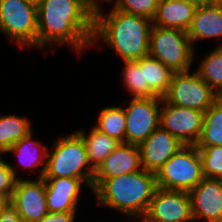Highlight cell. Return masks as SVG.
Returning a JSON list of instances; mask_svg holds the SVG:
<instances>
[{
	"mask_svg": "<svg viewBox=\"0 0 222 222\" xmlns=\"http://www.w3.org/2000/svg\"><path fill=\"white\" fill-rule=\"evenodd\" d=\"M37 15V47L65 43L80 53L92 47L94 8L87 0H40Z\"/></svg>",
	"mask_w": 222,
	"mask_h": 222,
	"instance_id": "obj_1",
	"label": "cell"
},
{
	"mask_svg": "<svg viewBox=\"0 0 222 222\" xmlns=\"http://www.w3.org/2000/svg\"><path fill=\"white\" fill-rule=\"evenodd\" d=\"M100 7L94 9V36L103 39L123 61H136L149 54L150 34L153 26L148 18L124 13L112 8L102 14Z\"/></svg>",
	"mask_w": 222,
	"mask_h": 222,
	"instance_id": "obj_2",
	"label": "cell"
},
{
	"mask_svg": "<svg viewBox=\"0 0 222 222\" xmlns=\"http://www.w3.org/2000/svg\"><path fill=\"white\" fill-rule=\"evenodd\" d=\"M156 189L155 173L145 169L110 179L92 180V191L98 203L131 218L145 216Z\"/></svg>",
	"mask_w": 222,
	"mask_h": 222,
	"instance_id": "obj_3",
	"label": "cell"
},
{
	"mask_svg": "<svg viewBox=\"0 0 222 222\" xmlns=\"http://www.w3.org/2000/svg\"><path fill=\"white\" fill-rule=\"evenodd\" d=\"M43 178H77L92 190L95 170L91 167L81 136L75 131L55 141L53 152L47 151Z\"/></svg>",
	"mask_w": 222,
	"mask_h": 222,
	"instance_id": "obj_4",
	"label": "cell"
},
{
	"mask_svg": "<svg viewBox=\"0 0 222 222\" xmlns=\"http://www.w3.org/2000/svg\"><path fill=\"white\" fill-rule=\"evenodd\" d=\"M193 48L187 31L152 26L148 55L158 59L173 73L191 70Z\"/></svg>",
	"mask_w": 222,
	"mask_h": 222,
	"instance_id": "obj_5",
	"label": "cell"
},
{
	"mask_svg": "<svg viewBox=\"0 0 222 222\" xmlns=\"http://www.w3.org/2000/svg\"><path fill=\"white\" fill-rule=\"evenodd\" d=\"M157 187L190 191L203 179L202 161L195 145H185L155 174Z\"/></svg>",
	"mask_w": 222,
	"mask_h": 222,
	"instance_id": "obj_6",
	"label": "cell"
},
{
	"mask_svg": "<svg viewBox=\"0 0 222 222\" xmlns=\"http://www.w3.org/2000/svg\"><path fill=\"white\" fill-rule=\"evenodd\" d=\"M0 31L19 47H37V4L29 0H0Z\"/></svg>",
	"mask_w": 222,
	"mask_h": 222,
	"instance_id": "obj_7",
	"label": "cell"
},
{
	"mask_svg": "<svg viewBox=\"0 0 222 222\" xmlns=\"http://www.w3.org/2000/svg\"><path fill=\"white\" fill-rule=\"evenodd\" d=\"M220 98L195 71L173 73L168 92L163 99L175 106L206 112Z\"/></svg>",
	"mask_w": 222,
	"mask_h": 222,
	"instance_id": "obj_8",
	"label": "cell"
},
{
	"mask_svg": "<svg viewBox=\"0 0 222 222\" xmlns=\"http://www.w3.org/2000/svg\"><path fill=\"white\" fill-rule=\"evenodd\" d=\"M160 97L132 98L124 109L126 143L139 145L160 126Z\"/></svg>",
	"mask_w": 222,
	"mask_h": 222,
	"instance_id": "obj_9",
	"label": "cell"
},
{
	"mask_svg": "<svg viewBox=\"0 0 222 222\" xmlns=\"http://www.w3.org/2000/svg\"><path fill=\"white\" fill-rule=\"evenodd\" d=\"M194 221L188 191L167 190L157 187L149 208L141 222Z\"/></svg>",
	"mask_w": 222,
	"mask_h": 222,
	"instance_id": "obj_10",
	"label": "cell"
},
{
	"mask_svg": "<svg viewBox=\"0 0 222 222\" xmlns=\"http://www.w3.org/2000/svg\"><path fill=\"white\" fill-rule=\"evenodd\" d=\"M160 127L184 145H195L202 133L204 112L168 104L162 98Z\"/></svg>",
	"mask_w": 222,
	"mask_h": 222,
	"instance_id": "obj_11",
	"label": "cell"
},
{
	"mask_svg": "<svg viewBox=\"0 0 222 222\" xmlns=\"http://www.w3.org/2000/svg\"><path fill=\"white\" fill-rule=\"evenodd\" d=\"M9 202L23 222L40 221L48 213L44 178L34 181L18 178Z\"/></svg>",
	"mask_w": 222,
	"mask_h": 222,
	"instance_id": "obj_12",
	"label": "cell"
},
{
	"mask_svg": "<svg viewBox=\"0 0 222 222\" xmlns=\"http://www.w3.org/2000/svg\"><path fill=\"white\" fill-rule=\"evenodd\" d=\"M194 221L218 222L222 220V181L203 177L201 182L189 191Z\"/></svg>",
	"mask_w": 222,
	"mask_h": 222,
	"instance_id": "obj_13",
	"label": "cell"
},
{
	"mask_svg": "<svg viewBox=\"0 0 222 222\" xmlns=\"http://www.w3.org/2000/svg\"><path fill=\"white\" fill-rule=\"evenodd\" d=\"M138 146L142 168L156 174L158 170L185 145L159 126Z\"/></svg>",
	"mask_w": 222,
	"mask_h": 222,
	"instance_id": "obj_14",
	"label": "cell"
},
{
	"mask_svg": "<svg viewBox=\"0 0 222 222\" xmlns=\"http://www.w3.org/2000/svg\"><path fill=\"white\" fill-rule=\"evenodd\" d=\"M142 169L139 146L120 143L95 170L93 179H110Z\"/></svg>",
	"mask_w": 222,
	"mask_h": 222,
	"instance_id": "obj_15",
	"label": "cell"
},
{
	"mask_svg": "<svg viewBox=\"0 0 222 222\" xmlns=\"http://www.w3.org/2000/svg\"><path fill=\"white\" fill-rule=\"evenodd\" d=\"M47 209L50 212H77L81 184L77 178H44Z\"/></svg>",
	"mask_w": 222,
	"mask_h": 222,
	"instance_id": "obj_16",
	"label": "cell"
},
{
	"mask_svg": "<svg viewBox=\"0 0 222 222\" xmlns=\"http://www.w3.org/2000/svg\"><path fill=\"white\" fill-rule=\"evenodd\" d=\"M190 42L207 38H222V4L197 6L191 26L187 30Z\"/></svg>",
	"mask_w": 222,
	"mask_h": 222,
	"instance_id": "obj_17",
	"label": "cell"
},
{
	"mask_svg": "<svg viewBox=\"0 0 222 222\" xmlns=\"http://www.w3.org/2000/svg\"><path fill=\"white\" fill-rule=\"evenodd\" d=\"M197 5L188 0H160L152 24L187 31Z\"/></svg>",
	"mask_w": 222,
	"mask_h": 222,
	"instance_id": "obj_18",
	"label": "cell"
},
{
	"mask_svg": "<svg viewBox=\"0 0 222 222\" xmlns=\"http://www.w3.org/2000/svg\"><path fill=\"white\" fill-rule=\"evenodd\" d=\"M76 132L84 141L88 161L94 170H96L106 157L121 143L117 139L99 132L94 127H92L89 134H86L83 129L77 130Z\"/></svg>",
	"mask_w": 222,
	"mask_h": 222,
	"instance_id": "obj_19",
	"label": "cell"
},
{
	"mask_svg": "<svg viewBox=\"0 0 222 222\" xmlns=\"http://www.w3.org/2000/svg\"><path fill=\"white\" fill-rule=\"evenodd\" d=\"M32 132L33 131H31L27 136L23 137L5 153L16 154L21 165L28 167V169L31 170H34L32 168L38 167L39 165H44L40 175H38V178H43L46 170L48 149L45 145H42L40 141H36L32 138ZM32 146H35L36 148Z\"/></svg>",
	"mask_w": 222,
	"mask_h": 222,
	"instance_id": "obj_20",
	"label": "cell"
},
{
	"mask_svg": "<svg viewBox=\"0 0 222 222\" xmlns=\"http://www.w3.org/2000/svg\"><path fill=\"white\" fill-rule=\"evenodd\" d=\"M144 69L145 85L160 98L168 92L173 72L158 59L149 55L136 60Z\"/></svg>",
	"mask_w": 222,
	"mask_h": 222,
	"instance_id": "obj_21",
	"label": "cell"
},
{
	"mask_svg": "<svg viewBox=\"0 0 222 222\" xmlns=\"http://www.w3.org/2000/svg\"><path fill=\"white\" fill-rule=\"evenodd\" d=\"M195 146L198 149L222 146V97L204 113L202 133Z\"/></svg>",
	"mask_w": 222,
	"mask_h": 222,
	"instance_id": "obj_22",
	"label": "cell"
},
{
	"mask_svg": "<svg viewBox=\"0 0 222 222\" xmlns=\"http://www.w3.org/2000/svg\"><path fill=\"white\" fill-rule=\"evenodd\" d=\"M28 119L14 114L0 116V154L5 153L14 144L31 132Z\"/></svg>",
	"mask_w": 222,
	"mask_h": 222,
	"instance_id": "obj_23",
	"label": "cell"
},
{
	"mask_svg": "<svg viewBox=\"0 0 222 222\" xmlns=\"http://www.w3.org/2000/svg\"><path fill=\"white\" fill-rule=\"evenodd\" d=\"M98 124L93 127L99 132L126 143V118L121 106L106 107L98 115Z\"/></svg>",
	"mask_w": 222,
	"mask_h": 222,
	"instance_id": "obj_24",
	"label": "cell"
},
{
	"mask_svg": "<svg viewBox=\"0 0 222 222\" xmlns=\"http://www.w3.org/2000/svg\"><path fill=\"white\" fill-rule=\"evenodd\" d=\"M196 72L219 97H222V44L202 59Z\"/></svg>",
	"mask_w": 222,
	"mask_h": 222,
	"instance_id": "obj_25",
	"label": "cell"
},
{
	"mask_svg": "<svg viewBox=\"0 0 222 222\" xmlns=\"http://www.w3.org/2000/svg\"><path fill=\"white\" fill-rule=\"evenodd\" d=\"M124 63L123 82L133 98L157 97L148 85H145L144 69L141 65L137 61H124Z\"/></svg>",
	"mask_w": 222,
	"mask_h": 222,
	"instance_id": "obj_26",
	"label": "cell"
},
{
	"mask_svg": "<svg viewBox=\"0 0 222 222\" xmlns=\"http://www.w3.org/2000/svg\"><path fill=\"white\" fill-rule=\"evenodd\" d=\"M205 177L222 179V146H207L198 149Z\"/></svg>",
	"mask_w": 222,
	"mask_h": 222,
	"instance_id": "obj_27",
	"label": "cell"
},
{
	"mask_svg": "<svg viewBox=\"0 0 222 222\" xmlns=\"http://www.w3.org/2000/svg\"><path fill=\"white\" fill-rule=\"evenodd\" d=\"M160 0H116L115 10L154 19Z\"/></svg>",
	"mask_w": 222,
	"mask_h": 222,
	"instance_id": "obj_28",
	"label": "cell"
},
{
	"mask_svg": "<svg viewBox=\"0 0 222 222\" xmlns=\"http://www.w3.org/2000/svg\"><path fill=\"white\" fill-rule=\"evenodd\" d=\"M15 168L0 156V196L10 200L19 177Z\"/></svg>",
	"mask_w": 222,
	"mask_h": 222,
	"instance_id": "obj_29",
	"label": "cell"
},
{
	"mask_svg": "<svg viewBox=\"0 0 222 222\" xmlns=\"http://www.w3.org/2000/svg\"><path fill=\"white\" fill-rule=\"evenodd\" d=\"M76 212H50L38 222H76Z\"/></svg>",
	"mask_w": 222,
	"mask_h": 222,
	"instance_id": "obj_30",
	"label": "cell"
},
{
	"mask_svg": "<svg viewBox=\"0 0 222 222\" xmlns=\"http://www.w3.org/2000/svg\"><path fill=\"white\" fill-rule=\"evenodd\" d=\"M0 222H23L16 208L8 201L1 210Z\"/></svg>",
	"mask_w": 222,
	"mask_h": 222,
	"instance_id": "obj_31",
	"label": "cell"
},
{
	"mask_svg": "<svg viewBox=\"0 0 222 222\" xmlns=\"http://www.w3.org/2000/svg\"><path fill=\"white\" fill-rule=\"evenodd\" d=\"M88 1V3L95 9V8H97V7H99V6H101L99 3H98V1L97 0H87ZM101 1H103V2H111L112 0H101Z\"/></svg>",
	"mask_w": 222,
	"mask_h": 222,
	"instance_id": "obj_32",
	"label": "cell"
},
{
	"mask_svg": "<svg viewBox=\"0 0 222 222\" xmlns=\"http://www.w3.org/2000/svg\"><path fill=\"white\" fill-rule=\"evenodd\" d=\"M188 1L196 4L197 6L208 4V0H188Z\"/></svg>",
	"mask_w": 222,
	"mask_h": 222,
	"instance_id": "obj_33",
	"label": "cell"
},
{
	"mask_svg": "<svg viewBox=\"0 0 222 222\" xmlns=\"http://www.w3.org/2000/svg\"><path fill=\"white\" fill-rule=\"evenodd\" d=\"M208 4H222V0H208Z\"/></svg>",
	"mask_w": 222,
	"mask_h": 222,
	"instance_id": "obj_34",
	"label": "cell"
},
{
	"mask_svg": "<svg viewBox=\"0 0 222 222\" xmlns=\"http://www.w3.org/2000/svg\"><path fill=\"white\" fill-rule=\"evenodd\" d=\"M9 200H0V213L4 205L8 202Z\"/></svg>",
	"mask_w": 222,
	"mask_h": 222,
	"instance_id": "obj_35",
	"label": "cell"
},
{
	"mask_svg": "<svg viewBox=\"0 0 222 222\" xmlns=\"http://www.w3.org/2000/svg\"><path fill=\"white\" fill-rule=\"evenodd\" d=\"M29 1L34 2V3L37 4L40 0H29Z\"/></svg>",
	"mask_w": 222,
	"mask_h": 222,
	"instance_id": "obj_36",
	"label": "cell"
}]
</instances>
